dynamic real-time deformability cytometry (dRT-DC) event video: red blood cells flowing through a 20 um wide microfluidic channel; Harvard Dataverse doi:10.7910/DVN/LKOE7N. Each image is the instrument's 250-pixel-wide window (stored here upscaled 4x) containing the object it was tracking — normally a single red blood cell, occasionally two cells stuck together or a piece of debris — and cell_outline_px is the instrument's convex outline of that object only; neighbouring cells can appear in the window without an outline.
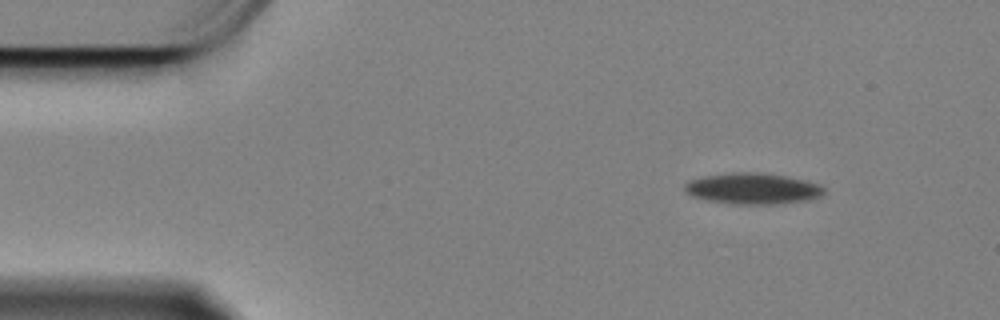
{"species": "Egyptian fruit bat (a non-hibernating species)", "species_latin": "Rousettus aegyptiacus", "temperature_condition": "cold", "stored_images_in_passage": 31, "camera_frame_rate_fps": 3000, "um_per_image_px": 0.085, "animal": {"sex": "female"}, "frame": {"image": 1, "passage_image": 6, "time_ms": 1.667, "image_size_px": [1000, 320], "cell_outline_px": [[824, 192], [820, 196], [804, 200], [772, 204], [732, 204], [692, 196], [684, 188], [684, 184], [692, 180], [708, 176], [732, 172], [748, 172], [780, 176], [800, 180], [816, 184], [824, 188]], "centroid_in_image_um": [63.94, 16.04], "position_along_channel_um": 21.1, "area_um2": 24.16}}
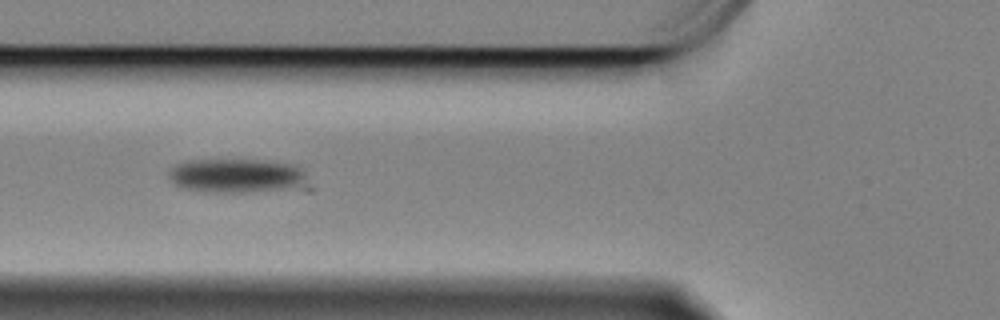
{"frame": {"image": 2, "passage_image": 20, "time_ms": 6.333, "image_size_px": [1000, 320], "cell_outline_px": [[316, 188], [312, 192], [208, 192], [184, 188], [176, 184], [172, 180], [168, 172], [176, 164], [188, 160], [256, 160], [292, 164], [304, 172]], "centroid_in_image_um": [20.43, 15.01], "position_along_channel_um": 105.4, "area_um2": 29.13}}
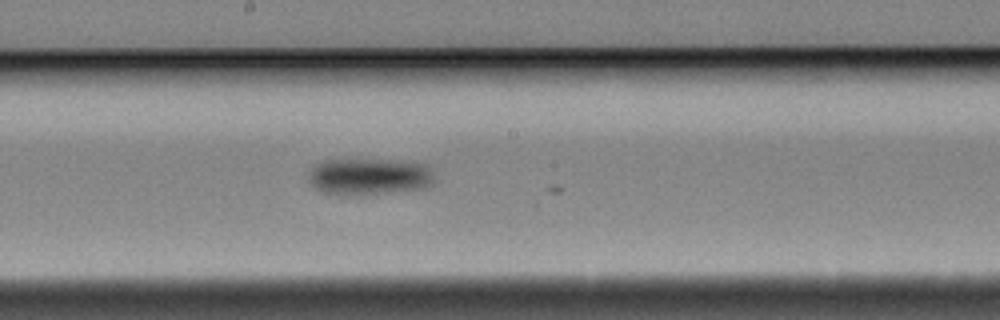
{"frame": {"image": 3, "passage_image": 30, "time_ms": 9.667, "image_size_px": [1000, 320], "cell_outline_px": [[432, 184], [424, 188], [360, 196], [348, 196], [324, 192], [316, 188], [308, 180], [308, 176], [312, 168], [316, 164], [324, 160], [392, 160], [424, 164], [428, 168], [432, 176]], "centroid_in_image_um": [31.33, 15.03], "position_along_channel_um": 216.9, "area_um2": 26.82}}